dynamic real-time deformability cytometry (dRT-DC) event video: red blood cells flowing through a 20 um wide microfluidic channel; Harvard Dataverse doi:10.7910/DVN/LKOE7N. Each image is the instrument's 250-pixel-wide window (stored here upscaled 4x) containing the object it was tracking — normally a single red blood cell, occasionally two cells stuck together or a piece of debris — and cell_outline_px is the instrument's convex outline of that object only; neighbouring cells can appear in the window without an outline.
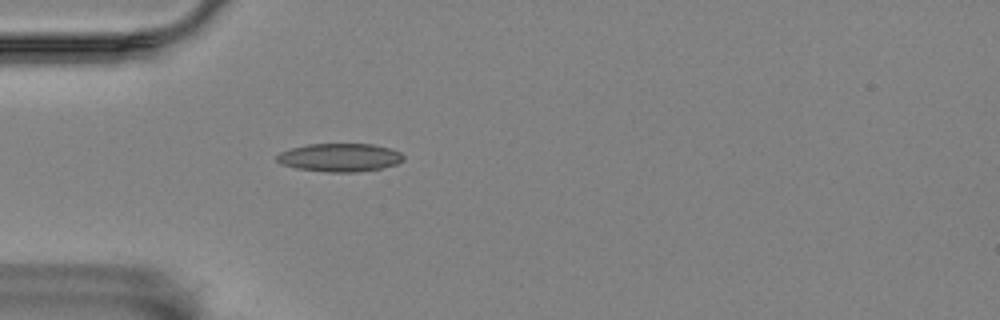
{"species": "Egyptian fruit bat (a non-hibernating species)", "species_latin": "Rousettus aegyptiacus", "temperature_condition": "room temperature", "stored_images_in_passage": 15, "camera_frame_rate_fps": 3000, "um_per_image_px": 0.085, "animal": {"sex": "female"}, "frame": {"image": 1, "passage_image": 3, "time_ms": 0.667, "image_size_px": [1000, 320], "cell_outline_px": [[404, 160], [396, 164], [380, 168], [356, 172], [328, 172], [296, 168], [280, 164], [276, 160], [276, 156], [280, 152], [292, 148], [308, 144], [372, 144], [388, 148], [400, 152], [404, 156]], "centroid_in_image_um": [28.86, 13.39], "position_along_channel_um": 56.1, "area_um2": 20.75}}
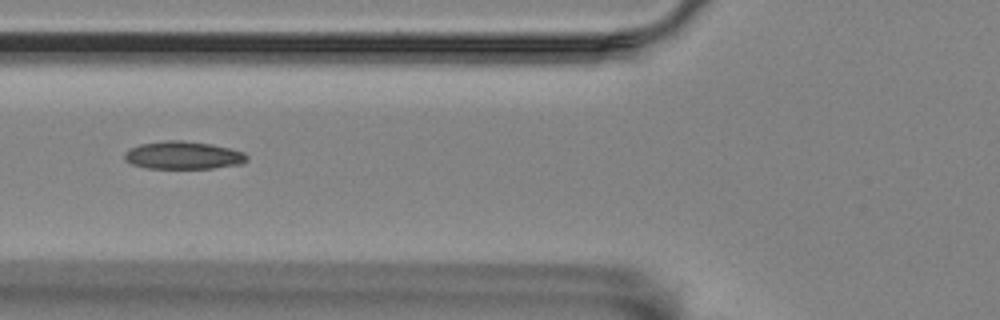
{"frame": {"image": 2, "passage_image": 8, "time_ms": 2.333, "image_size_px": [1000, 320], "cell_outline_px": [[248, 160], [244, 164], [212, 168], [148, 168], [132, 164], [124, 160], [124, 152], [128, 148], [140, 144], [164, 140], [184, 140], [212, 144], [244, 152], [248, 156]], "centroid_in_image_um": [15.57, 13.19], "position_along_channel_um": 110.2, "area_um2": 20.06}}
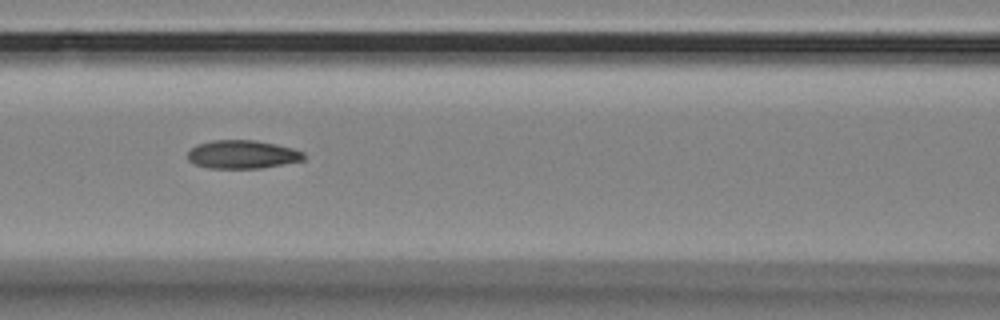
{"frame": {"image": 3, "passage_image": 11, "time_ms": 3.333, "image_size_px": [1000, 320], "cell_outline_px": [[304, 160], [260, 168], [208, 168], [192, 164], [188, 160], [188, 152], [196, 144], [212, 140], [256, 140], [292, 148], [304, 152]], "centroid_in_image_um": [20.56, 13.12], "position_along_channel_um": 146.0, "area_um2": 19.19}}